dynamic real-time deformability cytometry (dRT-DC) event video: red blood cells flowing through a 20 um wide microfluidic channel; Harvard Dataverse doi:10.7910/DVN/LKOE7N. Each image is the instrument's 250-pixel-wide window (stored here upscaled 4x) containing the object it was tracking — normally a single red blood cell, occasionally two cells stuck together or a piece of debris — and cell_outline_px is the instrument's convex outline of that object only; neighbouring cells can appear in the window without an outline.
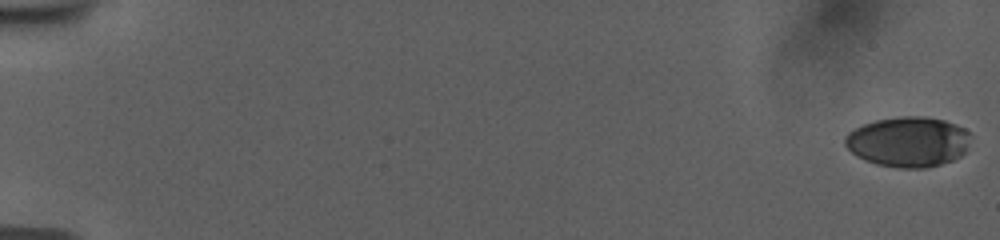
{"species": "human", "species_latin": "Homo sapiens", "temperature_condition": "room temperature", "stored_images_in_passage": 58, "camera_frame_rate_fps": 3000, "um_per_image_px": 0.085, "donor": {"sex": "female"}, "frame": {"image": 1, "passage_image": 1, "time_ms": 0.0, "image_size_px": [1000, 240], "cell_outline_px": [[968, 144], [964, 152], [960, 156], [952, 160], [940, 164], [924, 168], [900, 168], [876, 164], [864, 160], [856, 156], [844, 144], [844, 136], [848, 132], [864, 124], [876, 120], [900, 116], [928, 116], [944, 120], [956, 124], [964, 128], [968, 132]], "centroid_in_image_um": [77.17, 12.04], "position_along_channel_um": 7.8, "area_um2": 36.76}}
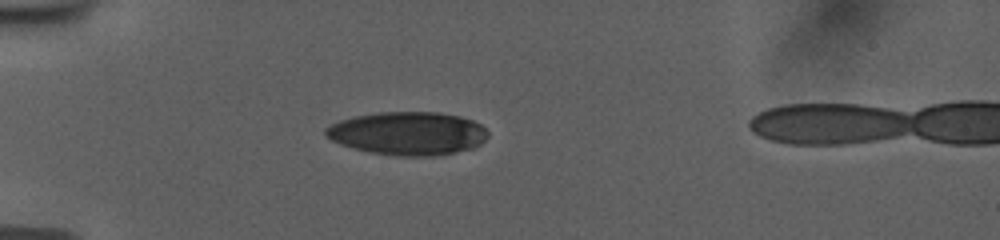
{"frame": {"image": 2, "passage_image": 18, "time_ms": 5.667, "image_size_px": [1000, 240], "cell_outline_px": [[488, 136], [480, 144], [472, 148], [432, 156], [396, 156], [368, 152], [340, 144], [324, 136], [324, 128], [340, 120], [352, 116], [380, 112], [440, 112], [460, 116], [472, 120], [480, 124], [488, 132]], "centroid_in_image_um": [34.63, 11.33], "position_along_channel_um": 50.4, "area_um2": 40.98}}
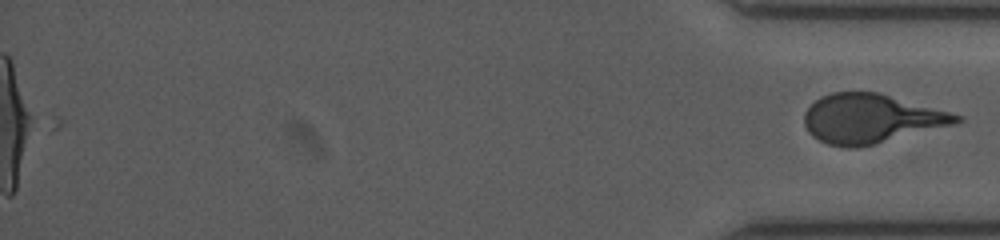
{"frame": {"image": 3, "passage_image": 58, "time_ms": 19.0, "image_size_px": [1000, 240], "cell_outline_px": [[964, 120], [952, 124], [876, 144], [856, 148], [852, 148], [828, 144], [812, 136], [808, 132], [804, 124], [804, 112], [820, 96], [832, 92], [876, 92], [964, 116]], "centroid_in_image_um": [73.99, 10.09], "position_along_channel_um": 361.2, "area_um2": 43.06}}